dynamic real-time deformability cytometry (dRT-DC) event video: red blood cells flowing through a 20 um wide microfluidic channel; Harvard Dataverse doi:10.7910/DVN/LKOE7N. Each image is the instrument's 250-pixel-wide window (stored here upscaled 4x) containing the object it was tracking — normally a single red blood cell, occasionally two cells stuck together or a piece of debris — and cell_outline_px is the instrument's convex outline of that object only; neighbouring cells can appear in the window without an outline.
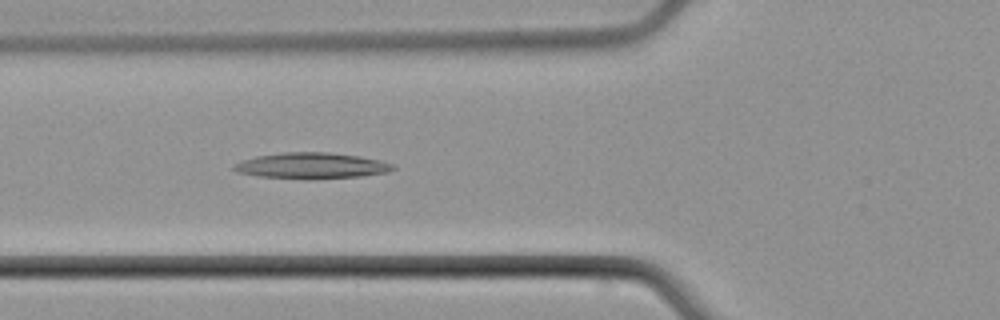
{"species": "common noctule bat (a hibernating species)", "species_latin": "Nyctalus noctula", "temperature_condition": "cold", "stored_images_in_passage": 5, "camera_frame_rate_fps": 3000, "um_per_image_px": 0.085, "animal": {"sex": "male", "body_mass_g": 21.5, "forearm_length_mm": 52.0}, "frame": {"image": 1, "passage_image": 5, "time_ms": 5.0, "image_size_px": [1000, 320], "cell_outline_px": [[396, 168], [388, 172], [360, 176], [308, 180], [260, 176], [236, 172], [232, 168], [232, 164], [256, 156], [284, 152], [328, 152], [360, 156], [380, 160], [396, 164]], "centroid_in_image_um": [26.5, 14.09], "position_along_channel_um": 99.3, "area_um2": 24.33}}